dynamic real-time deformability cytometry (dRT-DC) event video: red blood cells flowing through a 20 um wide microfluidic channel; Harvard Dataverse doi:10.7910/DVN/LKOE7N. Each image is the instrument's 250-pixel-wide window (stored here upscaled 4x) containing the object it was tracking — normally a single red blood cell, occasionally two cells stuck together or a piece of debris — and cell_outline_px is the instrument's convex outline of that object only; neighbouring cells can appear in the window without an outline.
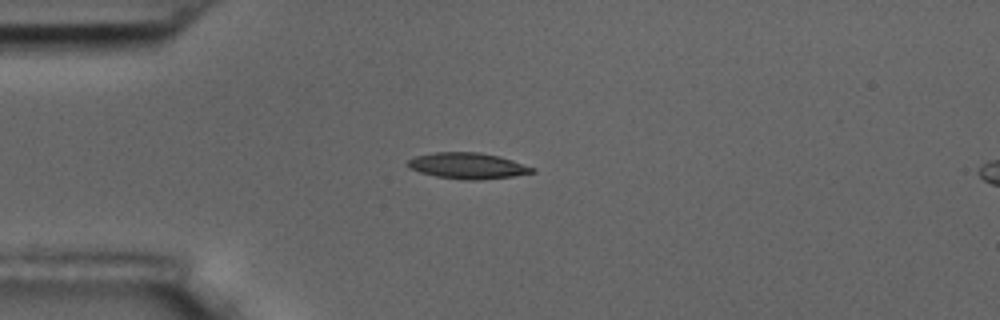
{"species": "common noctule bat (a hibernating species)", "species_latin": "Nyctalus noctula", "temperature_condition": "room temperature", "stored_images_in_passage": 43, "camera_frame_rate_fps": 3000, "um_per_image_px": 0.085, "animal": {"sex": "male", "body_mass_g": 17.5, "forearm_length_mm": 52.3}, "frame": {"image": 1, "passage_image": 1, "time_ms": 0.0, "image_size_px": [1000, 320], "cell_outline_px": [[536, 172], [512, 176], [480, 180], [464, 180], [436, 176], [420, 172], [408, 168], [404, 164], [408, 160], [416, 156], [436, 152], [480, 152], [500, 156], [536, 168]], "centroid_in_image_um": [39.74, 14.09], "position_along_channel_um": 45.3, "area_um2": 19.02}}
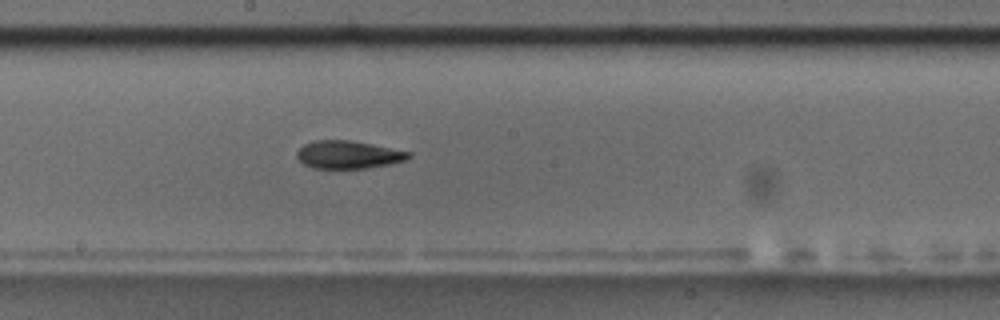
{"frame": {"image": 2, "passage_image": 17, "time_ms": 5.333, "image_size_px": [1000, 320], "cell_outline_px": [[412, 156], [404, 160], [392, 164], [364, 168], [312, 168], [304, 164], [296, 156], [296, 152], [304, 144], [312, 140], [348, 140], [372, 144], [412, 152]], "centroid_in_image_um": [29.6, 13.14], "position_along_channel_um": 218.6, "area_um2": 18.15}}
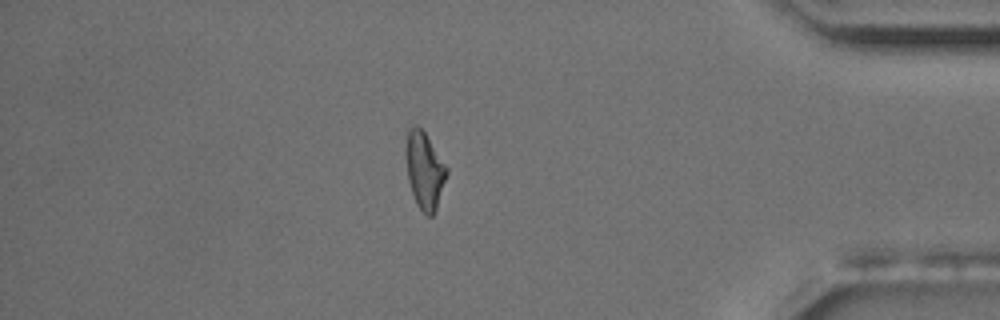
{"frame": {"image": 3, "passage_image": 35, "time_ms": 11.333, "image_size_px": [1000, 320], "cell_outline_px": [[448, 172], [436, 208], [432, 216], [428, 216], [416, 204], [408, 180], [404, 152], [408, 128], [416, 124], [424, 132], [448, 168]], "centroid_in_image_um": [36.06, 14.45], "position_along_channel_um": 399.1, "area_um2": 18.21}, "authors_computed_cell_mechanics": {"area_um2": 18.3226, "velocity_mm_per_s": 3.5987, "shape_relaxation_time_tau1_ms": 7.8283, "shape_relaxation_time_tau2_ms": 4.9715, "deformation_change_tau1": 0.2058, "deformation_change_tau2": 0.1359}}